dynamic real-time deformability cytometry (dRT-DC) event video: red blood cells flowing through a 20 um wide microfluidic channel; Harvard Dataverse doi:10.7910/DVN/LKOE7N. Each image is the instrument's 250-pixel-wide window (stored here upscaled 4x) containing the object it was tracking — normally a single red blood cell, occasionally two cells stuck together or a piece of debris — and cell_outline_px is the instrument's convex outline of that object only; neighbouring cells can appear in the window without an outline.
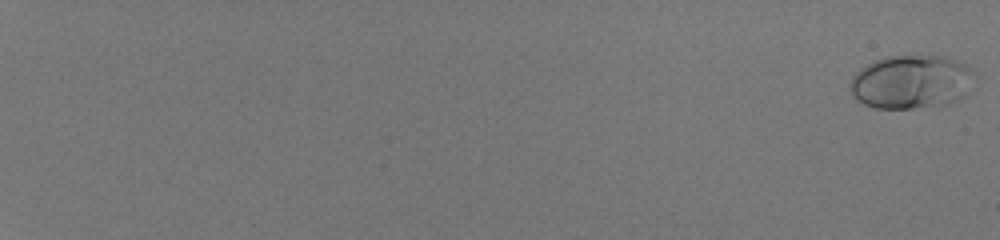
{"species": "human", "species_latin": "Homo sapiens", "temperature_condition": "room temperature", "stored_images_in_passage": 56, "camera_frame_rate_fps": 3000, "um_per_image_px": 0.085, "donor": {"sex": "male"}, "frame": {"image": 1, "passage_image": 1, "time_ms": 0.0, "image_size_px": [1000, 240], "cell_outline_px": [[972, 68], [964, 96], [960, 100], [948, 104], [912, 108], [876, 108], [864, 104], [856, 100], [852, 96], [848, 88], [848, 84], [852, 76], [860, 68], [876, 60], [888, 56], [940, 56], [960, 60], [968, 64]], "centroid_in_image_um": [77.39, 6.96], "position_along_channel_um": 7.6, "area_um2": 38.84}}
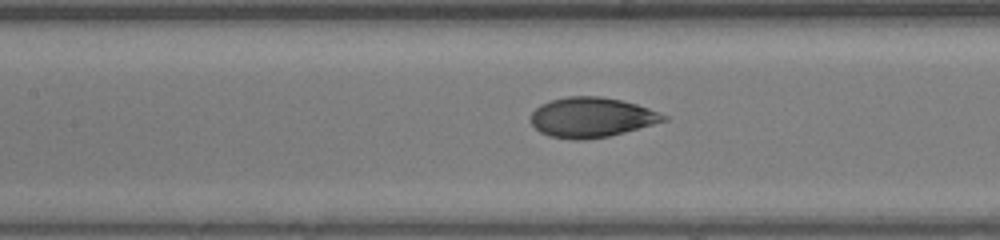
{"frame": {"image": 2, "passage_image": 33, "time_ms": 10.667, "image_size_px": [1000, 240], "cell_outline_px": [[668, 120], [624, 132], [608, 136], [584, 140], [572, 140], [548, 136], [540, 132], [532, 124], [532, 112], [540, 104], [552, 100], [568, 96], [600, 96], [620, 100], [636, 104], [660, 112], [668, 116]], "centroid_in_image_um": [50.28, 9.98], "position_along_channel_um": 157.1, "area_um2": 30.81}}
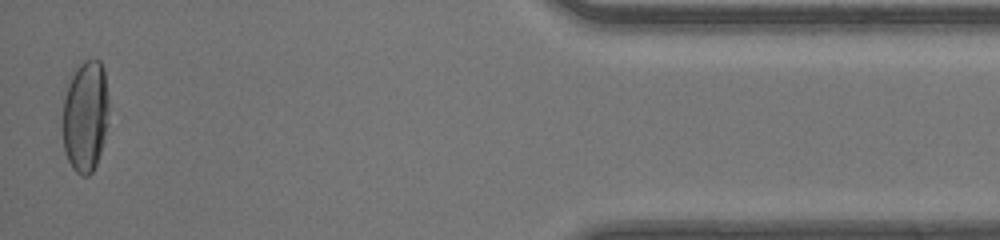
{"frame": {"image": 3, "passage_image": 56, "time_ms": 18.333, "image_size_px": [1000, 240], "cell_outline_px": [[108, 124], [100, 152], [96, 164], [92, 172], [88, 176], [80, 176], [72, 168], [68, 160], [64, 148], [64, 100], [68, 84], [72, 76], [80, 64], [84, 60], [100, 60], [104, 68], [108, 100]], "centroid_in_image_um": [7.28, 9.89], "position_along_channel_um": 427.9, "area_um2": 29.71}, "authors_computed_cell_mechanics": {"area_um2": 31.3854, "velocity_mm_per_s": 4.1781, "shape_relaxation_time_tau1_ms": 4.7865, "shape_relaxation_time_tau2_ms": null, "deformation_change_tau1": 0.1843, "deformation_change_tau2": null}}